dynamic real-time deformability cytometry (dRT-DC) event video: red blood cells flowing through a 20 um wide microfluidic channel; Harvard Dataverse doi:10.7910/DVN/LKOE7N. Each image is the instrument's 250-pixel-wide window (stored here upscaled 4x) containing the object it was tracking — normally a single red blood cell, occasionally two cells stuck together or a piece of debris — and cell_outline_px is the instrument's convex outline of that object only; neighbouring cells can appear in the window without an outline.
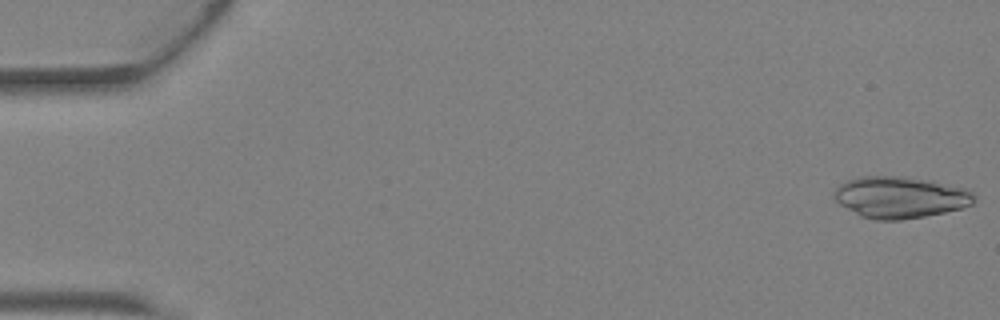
{"species": "Egyptian fruit bat (a non-hibernating species)", "species_latin": "Rousettus aegyptiacus", "temperature_condition": "warm", "stored_images_in_passage": 42, "camera_frame_rate_fps": 3000, "um_per_image_px": 0.085, "animal": {"sex": "female"}, "frame": {"image": 1, "passage_image": 1, "time_ms": 0.0, "image_size_px": [1000, 320], "cell_outline_px": [[976, 200], [972, 204], [964, 208], [924, 216], [900, 220], [876, 220], [860, 216], [840, 204], [832, 196], [832, 192], [840, 184], [848, 180], [860, 176], [900, 176], [928, 180], [968, 188], [976, 196]], "centroid_in_image_um": [76.53, 16.77], "position_along_channel_um": 8.5, "area_um2": 34.1}}
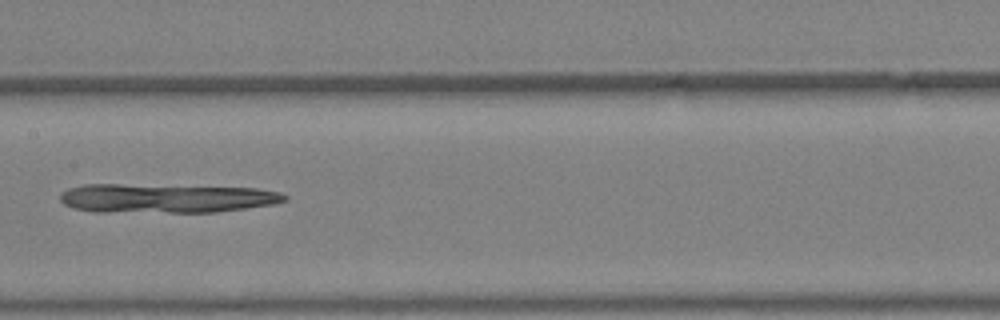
{"frame": {"image": 2, "passage_image": 22, "time_ms": 7.0, "image_size_px": [1000, 320], "cell_outline_px": [[288, 200], [276, 204], [216, 212], [96, 212], [72, 208], [64, 204], [60, 200], [60, 192], [68, 188], [84, 184], [120, 184], [256, 188], [280, 192], [288, 196]], "centroid_in_image_um": [14.11, 16.85], "position_along_channel_um": 193.3, "area_um2": 38.38}}
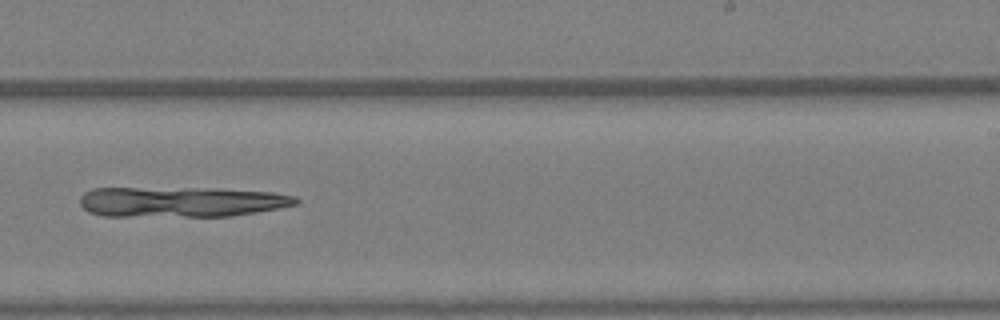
{"frame": {"image": 3, "passage_image": 27, "time_ms": 8.667, "image_size_px": [1000, 320], "cell_outline_px": [[300, 204], [256, 212], [228, 216], [104, 216], [88, 212], [80, 204], [80, 196], [84, 192], [92, 188], [216, 188], [272, 192], [296, 196], [300, 200]], "centroid_in_image_um": [15.41, 17.15], "position_along_channel_um": 273.6, "area_um2": 38.44}}